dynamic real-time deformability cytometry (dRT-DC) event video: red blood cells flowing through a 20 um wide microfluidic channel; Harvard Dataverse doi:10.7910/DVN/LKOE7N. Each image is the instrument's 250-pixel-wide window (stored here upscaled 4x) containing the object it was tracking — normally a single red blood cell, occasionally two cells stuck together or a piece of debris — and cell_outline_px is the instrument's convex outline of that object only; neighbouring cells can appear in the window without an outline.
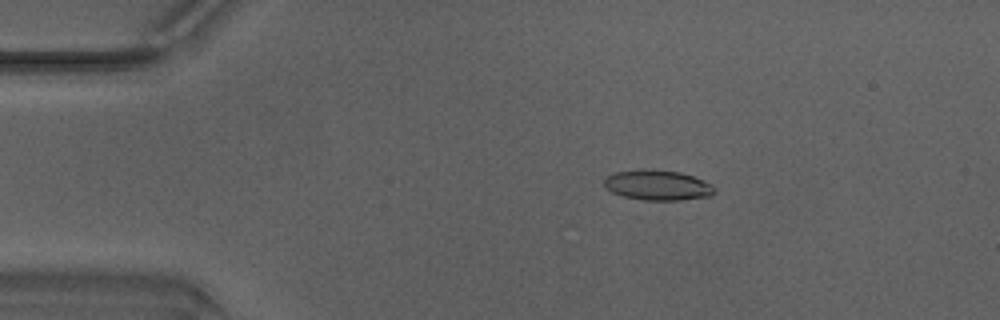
{"species": "Egyptian fruit bat (a non-hibernating species)", "species_latin": "Rousettus aegyptiacus", "temperature_condition": "warm", "stored_images_in_passage": 24, "camera_frame_rate_fps": 3000, "um_per_image_px": 0.085, "animal": {"sex": "male"}, "frame": {"image": 1, "passage_image": 6, "time_ms": 1.667, "image_size_px": [1000, 320], "cell_outline_px": [[716, 192], [712, 196], [680, 200], [644, 200], [624, 196], [612, 192], [604, 188], [604, 180], [608, 176], [616, 172], [680, 172], [692, 176], [712, 184], [716, 188]], "centroid_in_image_um": [55.96, 15.8], "position_along_channel_um": 29.0, "area_um2": 18.61}}
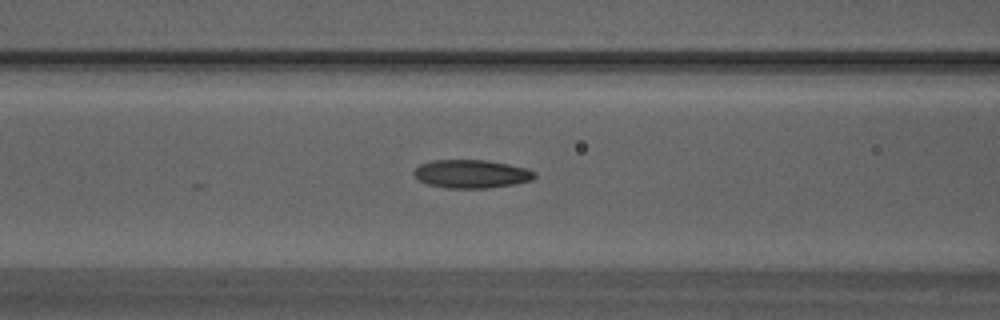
{"frame": {"image": 2, "passage_image": 17, "time_ms": 5.333, "image_size_px": [1000, 320], "cell_outline_px": [[536, 176], [532, 180], [512, 184], [488, 188], [448, 188], [428, 184], [420, 180], [412, 172], [420, 164], [432, 160], [488, 160], [528, 168], [536, 172]], "centroid_in_image_um": [40.09, 14.77], "position_along_channel_um": 126.5, "area_um2": 19.88}}
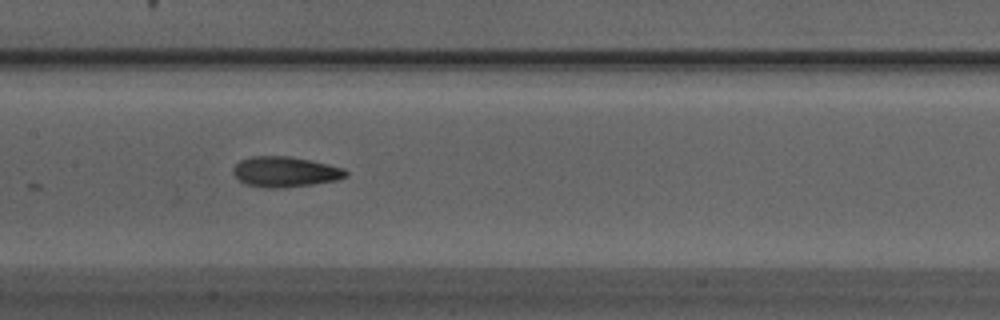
{"frame": {"image": 3, "passage_image": 21, "time_ms": 6.667, "image_size_px": [1000, 320], "cell_outline_px": [[348, 176], [336, 180], [312, 184], [284, 188], [264, 188], [248, 184], [240, 180], [232, 172], [232, 168], [240, 160], [252, 156], [288, 156], [328, 164], [344, 168], [348, 172]], "centroid_in_image_um": [24.24, 14.6], "position_along_channel_um": 183.2, "area_um2": 19.88}}